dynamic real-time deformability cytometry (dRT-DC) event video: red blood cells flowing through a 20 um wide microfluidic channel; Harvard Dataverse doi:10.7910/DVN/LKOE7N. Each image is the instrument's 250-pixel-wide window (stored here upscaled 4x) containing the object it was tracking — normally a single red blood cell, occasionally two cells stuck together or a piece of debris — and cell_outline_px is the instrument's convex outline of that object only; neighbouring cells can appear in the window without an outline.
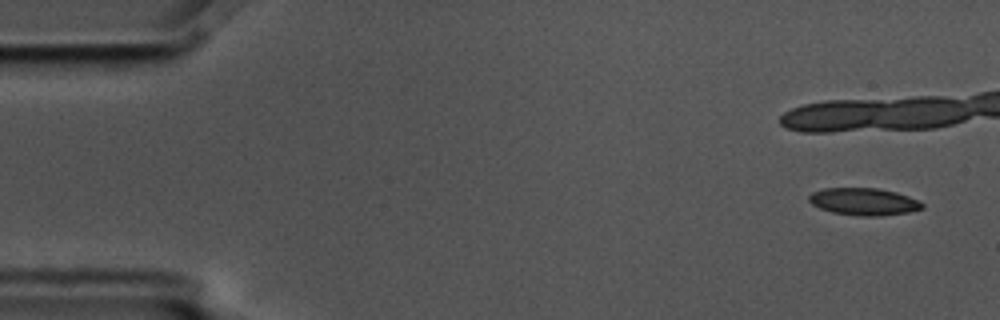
{"species": "common noctule bat (a hibernating species)", "species_latin": "Nyctalus noctula", "temperature_condition": "cold", "stored_images_in_passage": 7, "camera_frame_rate_fps": 3000, "um_per_image_px": 0.085, "animal": {"sex": "male", "body_mass_g": 17.5, "forearm_length_mm": 52.3}, "frame": {"image": 1, "passage_image": 1, "time_ms": 0.0, "image_size_px": [1000, 320], "cell_outline_px": [[924, 208], [908, 212], [880, 216], [860, 216], [832, 212], [820, 208], [812, 204], [808, 200], [808, 196], [812, 192], [824, 188], [876, 188], [896, 192], [920, 200], [924, 204]], "centroid_in_image_um": [73.43, 17.13], "position_along_channel_um": 11.6, "area_um2": 18.03}}